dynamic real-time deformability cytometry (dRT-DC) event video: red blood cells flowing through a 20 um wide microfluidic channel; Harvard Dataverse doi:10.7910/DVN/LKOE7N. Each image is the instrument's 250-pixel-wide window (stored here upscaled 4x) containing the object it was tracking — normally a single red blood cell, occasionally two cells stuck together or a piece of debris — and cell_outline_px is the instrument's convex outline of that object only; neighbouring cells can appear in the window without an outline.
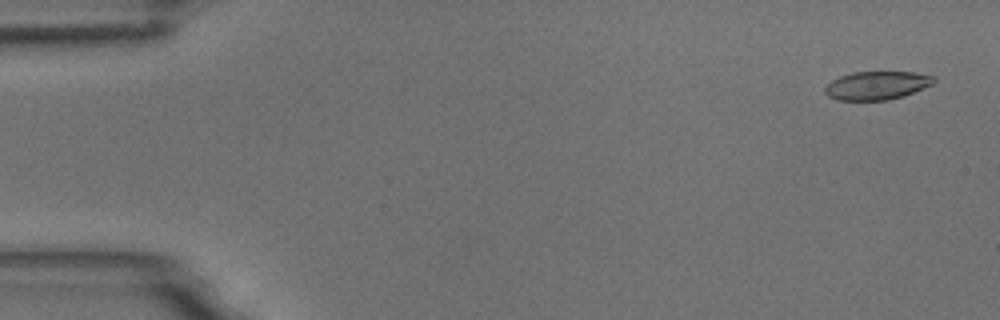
{"species": "common noctule bat (a hibernating species)", "species_latin": "Nyctalus noctula", "temperature_condition": "room temperature", "stored_images_in_passage": 55, "camera_frame_rate_fps": 3000, "um_per_image_px": 0.085, "animal": {"sex": "male", "body_mass_g": 18.8}, "frame": {"image": 1, "passage_image": 3, "time_ms": 0.667, "image_size_px": [1000, 320], "cell_outline_px": [[936, 80], [932, 84], [904, 96], [888, 100], [836, 100], [828, 96], [824, 92], [824, 88], [832, 80], [840, 76], [852, 72], [916, 72], [936, 76]], "centroid_in_image_um": [74.54, 7.26], "position_along_channel_um": 10.5, "area_um2": 18.09}}
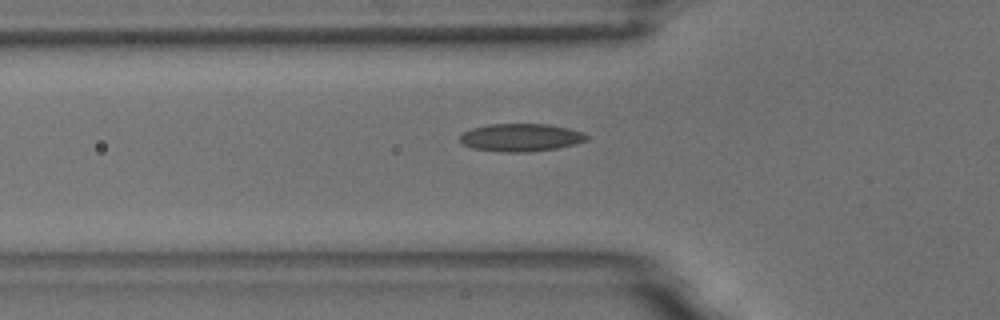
{"frame": {"image": 2, "passage_image": 19, "time_ms": 6.0, "image_size_px": [1000, 320], "cell_outline_px": [[588, 140], [576, 144], [556, 148], [528, 152], [504, 152], [472, 148], [464, 144], [460, 140], [460, 136], [464, 132], [472, 128], [488, 124], [548, 124], [568, 128], [584, 132], [588, 136]], "centroid_in_image_um": [44.3, 11.68], "position_along_channel_um": 81.5, "area_um2": 20.52}}
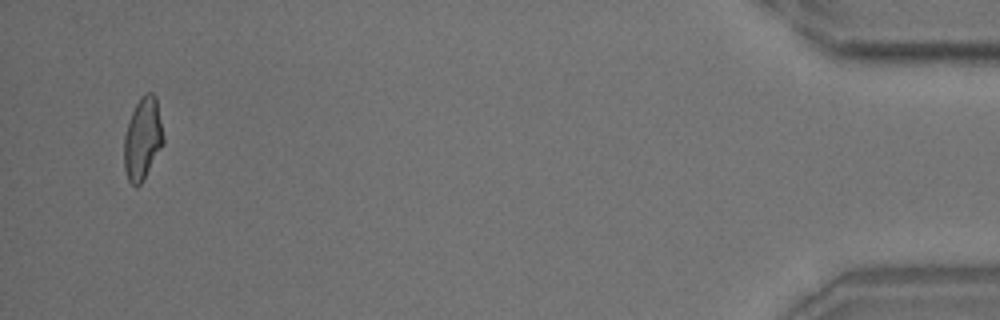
{"frame": {"image": 3, "passage_image": 53, "time_ms": 17.333, "image_size_px": [1000, 320], "cell_outline_px": [[164, 144], [140, 184], [136, 188], [128, 180], [124, 168], [124, 136], [128, 120], [136, 104], [148, 92], [152, 92], [156, 96], [164, 136]], "centroid_in_image_um": [12.13, 11.8], "position_along_channel_um": 423.1, "area_um2": 18.73}, "authors_computed_cell_mechanics": {"area_um2": 19.2474, "velocity_mm_per_s": 3.7232, "shape_relaxation_time_tau1_ms": 7.8255, "shape_relaxation_time_tau2_ms": 2.2321, "deformation_change_tau1": 0.1703, "deformation_change_tau2": 0.0907}}